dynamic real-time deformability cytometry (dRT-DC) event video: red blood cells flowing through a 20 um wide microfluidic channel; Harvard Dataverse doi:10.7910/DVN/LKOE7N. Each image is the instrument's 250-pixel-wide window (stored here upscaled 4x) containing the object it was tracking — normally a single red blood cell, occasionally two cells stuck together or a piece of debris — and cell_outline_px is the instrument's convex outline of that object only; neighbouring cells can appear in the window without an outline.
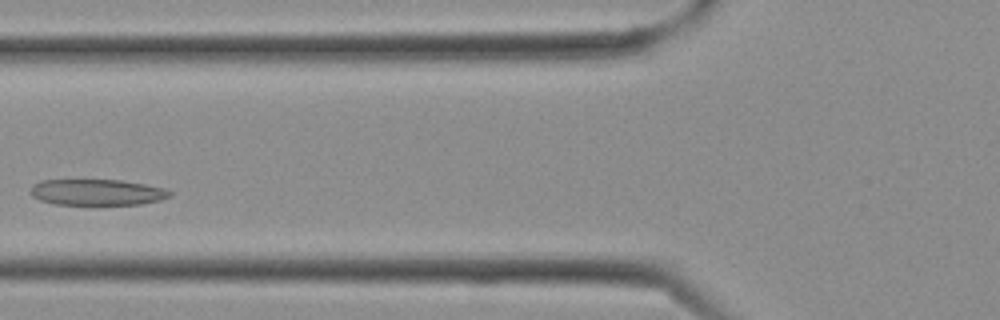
{"species": "Egyptian fruit bat (a non-hibernating species)", "species_latin": "Rousettus aegyptiacus", "temperature_condition": "cold", "stored_images_in_passage": 8, "camera_frame_rate_fps": 3000, "um_per_image_px": 0.085, "frame": {"image": 1, "passage_image": 7, "time_ms": 2.0, "image_size_px": [1000, 320], "cell_outline_px": [[172, 196], [160, 200], [140, 204], [52, 204], [40, 200], [32, 196], [28, 192], [28, 188], [32, 184], [40, 180], [120, 180], [144, 184], [164, 188], [172, 192]], "centroid_in_image_um": [8.19, 16.33], "position_along_channel_um": 117.6, "area_um2": 21.27}}